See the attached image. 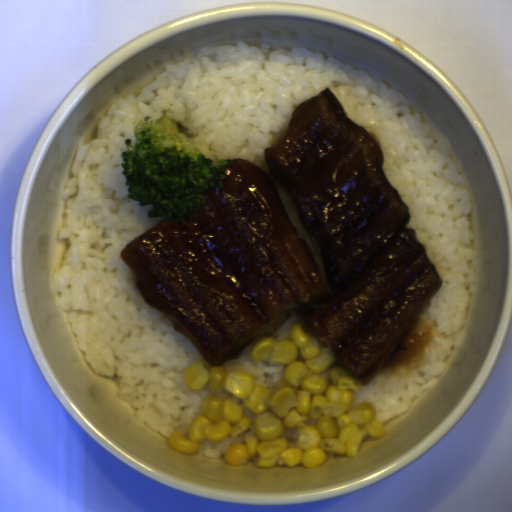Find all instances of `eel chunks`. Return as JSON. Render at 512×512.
Wrapping results in <instances>:
<instances>
[{"label": "eel chunks", "instance_id": "1", "mask_svg": "<svg viewBox=\"0 0 512 512\" xmlns=\"http://www.w3.org/2000/svg\"><path fill=\"white\" fill-rule=\"evenodd\" d=\"M268 173L233 158L193 216L120 253L149 306L211 366L240 359L293 315L368 384L443 281L383 152L327 87L292 111Z\"/></svg>", "mask_w": 512, "mask_h": 512}]
</instances>
